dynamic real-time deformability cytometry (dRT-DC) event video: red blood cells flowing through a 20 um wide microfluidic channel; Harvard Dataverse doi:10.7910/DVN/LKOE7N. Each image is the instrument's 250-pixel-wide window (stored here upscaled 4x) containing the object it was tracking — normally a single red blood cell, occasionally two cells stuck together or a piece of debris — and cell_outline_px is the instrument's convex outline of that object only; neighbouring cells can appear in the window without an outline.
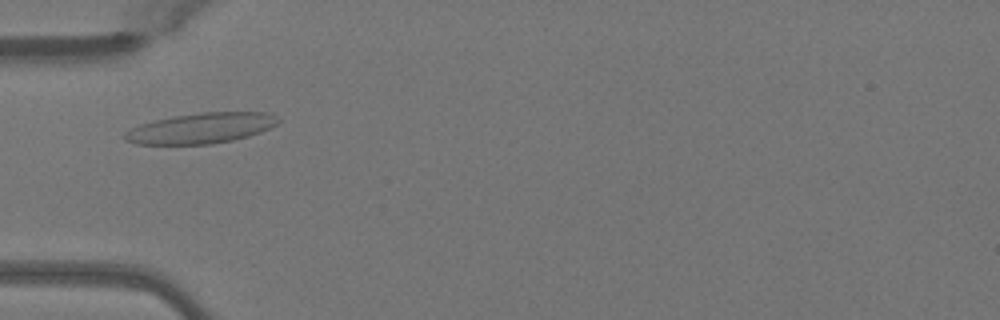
{"species": "Egyptian fruit bat (a non-hibernating species)", "species_latin": "Rousettus aegyptiacus", "temperature_condition": "warm", "stored_images_in_passage": 29, "camera_frame_rate_fps": 3000, "um_per_image_px": 0.085, "animal": {"sex": "female"}, "frame": {"image": 1, "passage_image": 1, "time_ms": 0.0, "image_size_px": [1000, 320], "cell_outline_px": [[280, 120], [276, 124], [260, 132], [248, 136], [232, 140], [212, 144], [136, 144], [124, 140], [120, 136], [124, 132], [140, 124], [172, 116], [200, 112], [268, 112], [276, 116]], "centroid_in_image_um": [17.05, 10.89], "position_along_channel_um": 68.0, "area_um2": 27.28}}
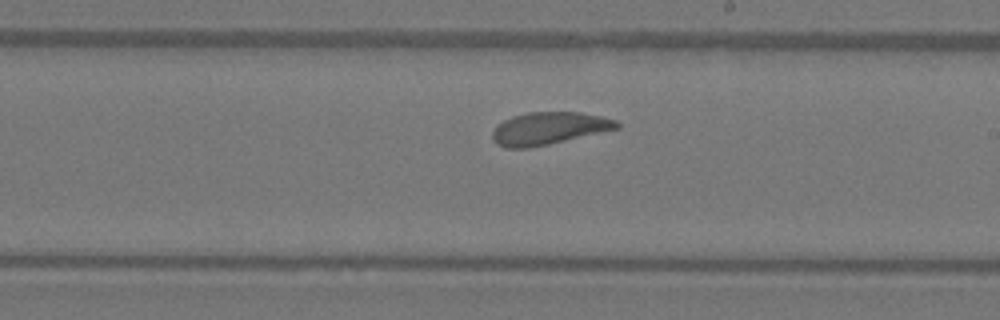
{"frame": {"image": 2, "passage_image": 14, "time_ms": 4.333, "image_size_px": [1000, 320], "cell_outline_px": [[620, 128], [548, 144], [528, 148], [508, 148], [496, 144], [492, 140], [492, 132], [496, 124], [512, 116], [528, 112], [580, 112], [600, 116], [616, 120], [620, 124]], "centroid_in_image_um": [46.62, 10.91], "position_along_channel_um": 242.4, "area_um2": 23.52}}
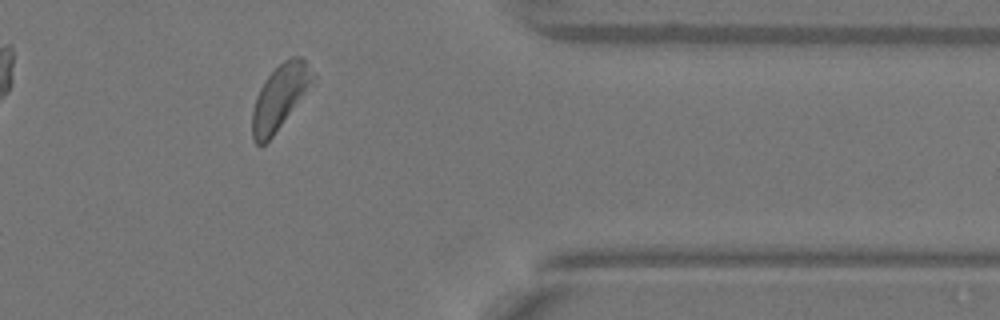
{"frame": {"image": 3, "passage_image": 26, "time_ms": 8.333, "image_size_px": [1000, 320], "cell_outline_px": [[316, 76], [272, 136], [260, 148], [252, 140], [252, 112], [256, 96], [264, 80], [284, 60], [292, 56], [304, 56]], "centroid_in_image_um": [23.75, 8.22], "position_along_channel_um": 387.6, "area_um2": 22.2}, "authors_computed_cell_mechanics": {"area_um2": 23.8714, "velocity_mm_per_s": 4.034, "shape_relaxation_time_tau1_ms": 3.1464, "shape_relaxation_time_tau2_ms": 2.1305, "deformation_change_tau1": 0.1179, "deformation_change_tau2": 0.0774}}